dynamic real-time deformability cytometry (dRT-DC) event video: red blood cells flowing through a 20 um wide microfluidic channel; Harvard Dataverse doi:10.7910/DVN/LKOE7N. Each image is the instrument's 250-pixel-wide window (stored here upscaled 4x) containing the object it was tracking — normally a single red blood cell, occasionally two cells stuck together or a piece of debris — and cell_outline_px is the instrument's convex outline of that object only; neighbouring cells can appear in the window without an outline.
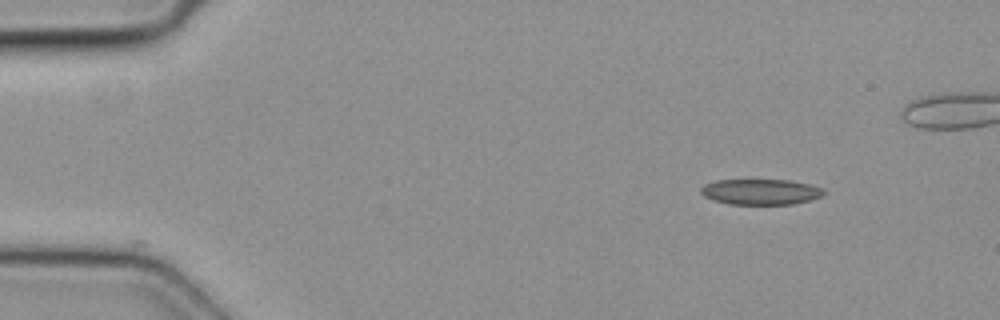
{"species": "common noctule bat (a hibernating species)", "species_latin": "Nyctalus noctula", "temperature_condition": "cold", "stored_images_in_passage": 4, "camera_frame_rate_fps": 3000, "um_per_image_px": 0.085, "animal": {"sex": "female", "body_mass_g": 19.3, "forearm_length_mm": 54.1}, "frame": {"image": 1, "passage_image": 1, "time_ms": 0.0, "image_size_px": [1000, 320], "cell_outline_px": [[828, 192], [820, 196], [808, 200], [792, 204], [728, 204], [704, 196], [700, 192], [700, 188], [704, 184], [716, 180], [788, 180], [808, 184], [820, 188]], "centroid_in_image_um": [64.62, 16.3], "position_along_channel_um": 20.4, "area_um2": 18.15}}